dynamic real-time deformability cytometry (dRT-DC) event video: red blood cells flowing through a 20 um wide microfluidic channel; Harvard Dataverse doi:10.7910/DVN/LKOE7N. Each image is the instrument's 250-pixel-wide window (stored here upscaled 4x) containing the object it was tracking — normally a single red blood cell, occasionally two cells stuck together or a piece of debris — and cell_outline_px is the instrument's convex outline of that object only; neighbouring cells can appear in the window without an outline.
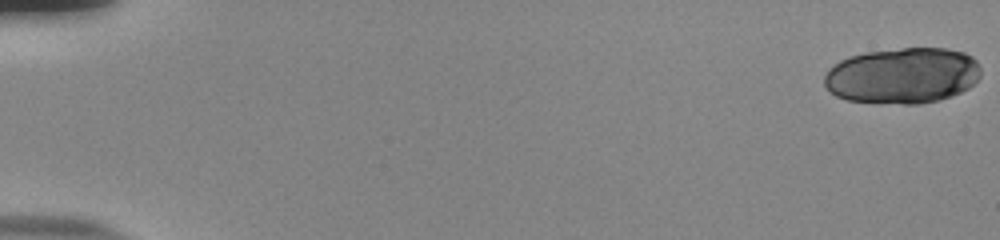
{"species": "human", "species_latin": "Homo sapiens", "temperature_condition": "room temperature", "stored_images_in_passage": 54, "camera_frame_rate_fps": 3000, "um_per_image_px": 0.085, "donor": {"sex": "male"}, "frame": {"image": 1, "passage_image": 1, "time_ms": 0.0, "image_size_px": [1000, 240], "cell_outline_px": [[980, 76], [968, 88], [952, 96], [940, 100], [920, 104], [904, 104], [848, 100], [836, 96], [824, 84], [824, 76], [828, 68], [840, 60], [864, 52], [904, 48], [948, 48], [964, 52], [972, 56], [976, 60], [980, 68]], "centroid_in_image_um": [76.73, 6.42], "position_along_channel_um": 8.3, "area_um2": 51.1}}
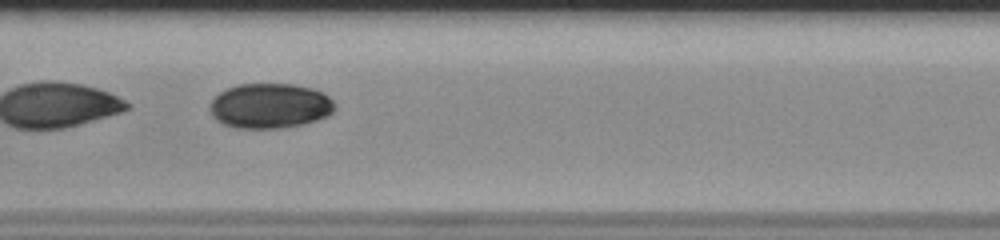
{"frame": {"image": 2, "passage_image": 30, "time_ms": 9.667, "image_size_px": [1000, 240], "cell_outline_px": [[336, 108], [328, 116], [304, 124], [280, 128], [236, 128], [224, 124], [216, 120], [212, 116], [208, 108], [212, 100], [220, 92], [228, 88], [240, 84], [292, 84], [312, 88], [328, 96], [332, 100]], "centroid_in_image_um": [22.93, 9.0], "position_along_channel_um": 184.5, "area_um2": 32.77}}
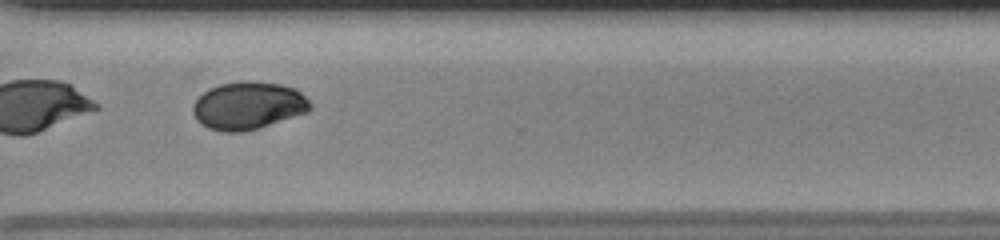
{"frame": {"image": 3, "passage_image": 43, "time_ms": 14.0, "image_size_px": [1000, 240], "cell_outline_px": [[312, 108], [308, 112], [260, 128], [240, 132], [224, 132], [208, 128], [196, 120], [192, 112], [192, 104], [208, 88], [220, 84], [244, 80], [280, 84], [292, 88], [300, 92], [312, 104]], "centroid_in_image_um": [21.08, 8.98], "position_along_channel_um": 349.5, "area_um2": 32.71}}